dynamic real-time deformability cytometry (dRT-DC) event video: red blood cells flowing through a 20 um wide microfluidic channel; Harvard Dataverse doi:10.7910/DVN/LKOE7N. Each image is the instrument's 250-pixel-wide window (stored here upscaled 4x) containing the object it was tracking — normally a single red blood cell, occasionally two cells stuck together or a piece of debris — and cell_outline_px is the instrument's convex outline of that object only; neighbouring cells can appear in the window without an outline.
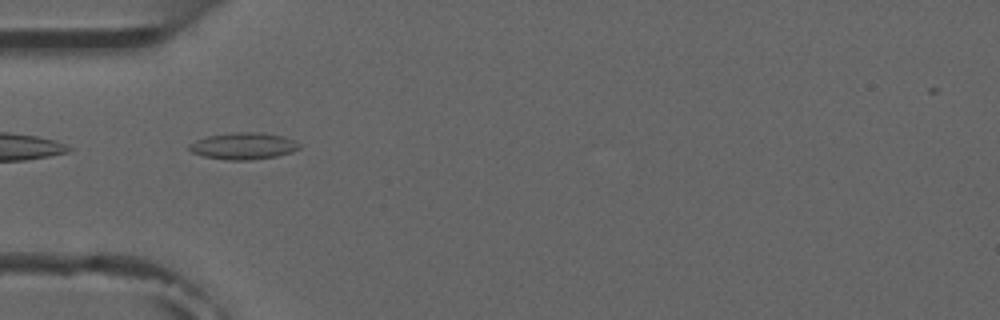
{"species": "common noctule bat (a hibernating species)", "species_latin": "Nyctalus noctula", "temperature_condition": "room temperature", "stored_images_in_passage": 8, "camera_frame_rate_fps": 3000, "um_per_image_px": 0.085, "animal": {"sex": "male", "forearm_length_mm": 52.5}, "frame": {"image": 1, "passage_image": 4, "time_ms": 4.333, "image_size_px": [1000, 320], "cell_outline_px": [[300, 148], [292, 152], [276, 156], [252, 160], [224, 160], [204, 156], [192, 152], [188, 148], [188, 144], [196, 140], [208, 136], [236, 132], [252, 132], [284, 136], [300, 144]], "centroid_in_image_um": [20.67, 12.42], "position_along_channel_um": 64.3, "area_um2": 17.05}}
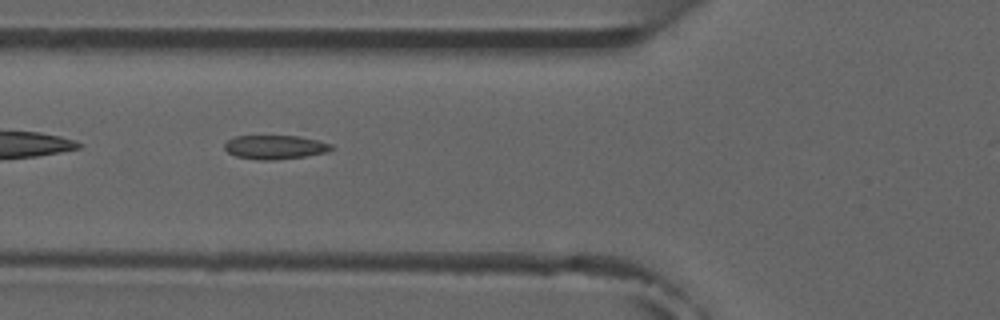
{"frame": {"image": 2, "passage_image": 5, "time_ms": 5.333, "image_size_px": [1000, 320], "cell_outline_px": [[336, 148], [328, 152], [304, 156], [272, 160], [260, 160], [236, 156], [228, 152], [224, 148], [224, 144], [228, 140], [236, 136], [296, 136], [320, 140], [332, 144]], "centroid_in_image_um": [23.42, 12.5], "position_along_channel_um": 102.4, "area_um2": 14.91}}
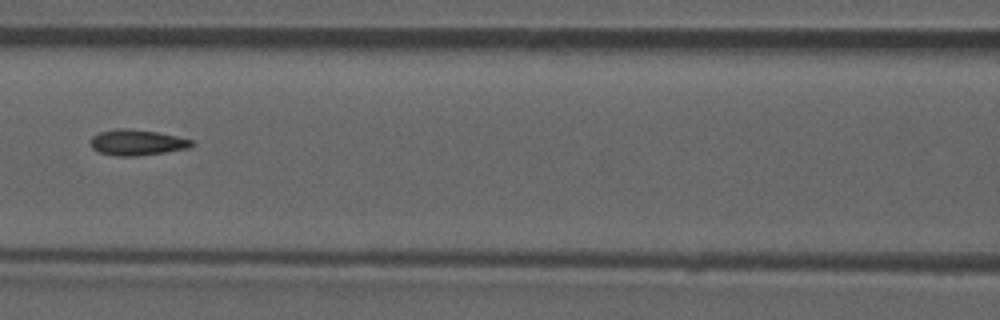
{"frame": {"image": 3, "passage_image": 6, "time_ms": 6.667, "image_size_px": [1000, 320], "cell_outline_px": [[196, 144], [188, 148], [164, 152], [136, 156], [116, 156], [100, 152], [92, 148], [92, 136], [100, 132], [116, 128], [124, 128], [156, 132], [176, 136], [192, 140]], "centroid_in_image_um": [11.65, 12.11], "position_along_channel_um": 154.9, "area_um2": 14.97}}